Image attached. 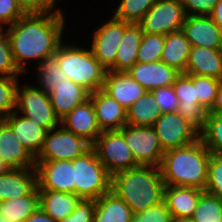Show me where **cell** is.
I'll return each mask as SVG.
<instances>
[{
	"label": "cell",
	"mask_w": 222,
	"mask_h": 222,
	"mask_svg": "<svg viewBox=\"0 0 222 222\" xmlns=\"http://www.w3.org/2000/svg\"><path fill=\"white\" fill-rule=\"evenodd\" d=\"M60 125L77 136L84 138L91 145L102 133L90 98L73 108L70 113L60 120Z\"/></svg>",
	"instance_id": "17"
},
{
	"label": "cell",
	"mask_w": 222,
	"mask_h": 222,
	"mask_svg": "<svg viewBox=\"0 0 222 222\" xmlns=\"http://www.w3.org/2000/svg\"><path fill=\"white\" fill-rule=\"evenodd\" d=\"M221 80L209 76L194 75V85L198 103L209 111L216 100V94Z\"/></svg>",
	"instance_id": "37"
},
{
	"label": "cell",
	"mask_w": 222,
	"mask_h": 222,
	"mask_svg": "<svg viewBox=\"0 0 222 222\" xmlns=\"http://www.w3.org/2000/svg\"><path fill=\"white\" fill-rule=\"evenodd\" d=\"M210 16L222 32V0H219L216 3V6L214 7Z\"/></svg>",
	"instance_id": "48"
},
{
	"label": "cell",
	"mask_w": 222,
	"mask_h": 222,
	"mask_svg": "<svg viewBox=\"0 0 222 222\" xmlns=\"http://www.w3.org/2000/svg\"><path fill=\"white\" fill-rule=\"evenodd\" d=\"M119 131L139 165L160 166L165 151L152 126L126 124Z\"/></svg>",
	"instance_id": "9"
},
{
	"label": "cell",
	"mask_w": 222,
	"mask_h": 222,
	"mask_svg": "<svg viewBox=\"0 0 222 222\" xmlns=\"http://www.w3.org/2000/svg\"><path fill=\"white\" fill-rule=\"evenodd\" d=\"M18 83V77L0 76V120L15 111Z\"/></svg>",
	"instance_id": "38"
},
{
	"label": "cell",
	"mask_w": 222,
	"mask_h": 222,
	"mask_svg": "<svg viewBox=\"0 0 222 222\" xmlns=\"http://www.w3.org/2000/svg\"><path fill=\"white\" fill-rule=\"evenodd\" d=\"M203 189L183 186L164 187V199L173 219L192 218Z\"/></svg>",
	"instance_id": "23"
},
{
	"label": "cell",
	"mask_w": 222,
	"mask_h": 222,
	"mask_svg": "<svg viewBox=\"0 0 222 222\" xmlns=\"http://www.w3.org/2000/svg\"><path fill=\"white\" fill-rule=\"evenodd\" d=\"M185 18L183 3L178 0H157L138 24L143 33L166 35L182 30Z\"/></svg>",
	"instance_id": "10"
},
{
	"label": "cell",
	"mask_w": 222,
	"mask_h": 222,
	"mask_svg": "<svg viewBox=\"0 0 222 222\" xmlns=\"http://www.w3.org/2000/svg\"><path fill=\"white\" fill-rule=\"evenodd\" d=\"M11 168L6 164V162L0 156V174H3L10 170Z\"/></svg>",
	"instance_id": "50"
},
{
	"label": "cell",
	"mask_w": 222,
	"mask_h": 222,
	"mask_svg": "<svg viewBox=\"0 0 222 222\" xmlns=\"http://www.w3.org/2000/svg\"><path fill=\"white\" fill-rule=\"evenodd\" d=\"M208 112L222 114V80L217 90L215 103Z\"/></svg>",
	"instance_id": "49"
},
{
	"label": "cell",
	"mask_w": 222,
	"mask_h": 222,
	"mask_svg": "<svg viewBox=\"0 0 222 222\" xmlns=\"http://www.w3.org/2000/svg\"><path fill=\"white\" fill-rule=\"evenodd\" d=\"M180 3H184L185 2V0H178Z\"/></svg>",
	"instance_id": "54"
},
{
	"label": "cell",
	"mask_w": 222,
	"mask_h": 222,
	"mask_svg": "<svg viewBox=\"0 0 222 222\" xmlns=\"http://www.w3.org/2000/svg\"><path fill=\"white\" fill-rule=\"evenodd\" d=\"M54 130L47 131L43 147L35 157L36 161L74 160L92 147L84 138L63 126Z\"/></svg>",
	"instance_id": "8"
},
{
	"label": "cell",
	"mask_w": 222,
	"mask_h": 222,
	"mask_svg": "<svg viewBox=\"0 0 222 222\" xmlns=\"http://www.w3.org/2000/svg\"><path fill=\"white\" fill-rule=\"evenodd\" d=\"M63 12H26L6 30L18 69L26 72L29 59L42 60L57 52L62 43Z\"/></svg>",
	"instance_id": "1"
},
{
	"label": "cell",
	"mask_w": 222,
	"mask_h": 222,
	"mask_svg": "<svg viewBox=\"0 0 222 222\" xmlns=\"http://www.w3.org/2000/svg\"><path fill=\"white\" fill-rule=\"evenodd\" d=\"M157 0H122L114 12L116 19L138 24Z\"/></svg>",
	"instance_id": "35"
},
{
	"label": "cell",
	"mask_w": 222,
	"mask_h": 222,
	"mask_svg": "<svg viewBox=\"0 0 222 222\" xmlns=\"http://www.w3.org/2000/svg\"><path fill=\"white\" fill-rule=\"evenodd\" d=\"M173 222H194L191 218H178L173 219Z\"/></svg>",
	"instance_id": "51"
},
{
	"label": "cell",
	"mask_w": 222,
	"mask_h": 222,
	"mask_svg": "<svg viewBox=\"0 0 222 222\" xmlns=\"http://www.w3.org/2000/svg\"><path fill=\"white\" fill-rule=\"evenodd\" d=\"M22 72L18 69L7 33L0 36V76L18 77Z\"/></svg>",
	"instance_id": "40"
},
{
	"label": "cell",
	"mask_w": 222,
	"mask_h": 222,
	"mask_svg": "<svg viewBox=\"0 0 222 222\" xmlns=\"http://www.w3.org/2000/svg\"><path fill=\"white\" fill-rule=\"evenodd\" d=\"M92 148L111 176L139 166L119 130L102 131L92 144Z\"/></svg>",
	"instance_id": "6"
},
{
	"label": "cell",
	"mask_w": 222,
	"mask_h": 222,
	"mask_svg": "<svg viewBox=\"0 0 222 222\" xmlns=\"http://www.w3.org/2000/svg\"><path fill=\"white\" fill-rule=\"evenodd\" d=\"M37 189L75 194L72 160L36 161Z\"/></svg>",
	"instance_id": "13"
},
{
	"label": "cell",
	"mask_w": 222,
	"mask_h": 222,
	"mask_svg": "<svg viewBox=\"0 0 222 222\" xmlns=\"http://www.w3.org/2000/svg\"><path fill=\"white\" fill-rule=\"evenodd\" d=\"M143 36L139 24L130 23L120 41L115 64L108 71L127 72L137 62V52Z\"/></svg>",
	"instance_id": "26"
},
{
	"label": "cell",
	"mask_w": 222,
	"mask_h": 222,
	"mask_svg": "<svg viewBox=\"0 0 222 222\" xmlns=\"http://www.w3.org/2000/svg\"><path fill=\"white\" fill-rule=\"evenodd\" d=\"M164 187L158 166L139 165L111 176V191L129 206L133 214L163 202Z\"/></svg>",
	"instance_id": "2"
},
{
	"label": "cell",
	"mask_w": 222,
	"mask_h": 222,
	"mask_svg": "<svg viewBox=\"0 0 222 222\" xmlns=\"http://www.w3.org/2000/svg\"><path fill=\"white\" fill-rule=\"evenodd\" d=\"M102 90L126 110L146 93L127 72L107 71Z\"/></svg>",
	"instance_id": "18"
},
{
	"label": "cell",
	"mask_w": 222,
	"mask_h": 222,
	"mask_svg": "<svg viewBox=\"0 0 222 222\" xmlns=\"http://www.w3.org/2000/svg\"><path fill=\"white\" fill-rule=\"evenodd\" d=\"M18 115V111H13L4 120L10 125L17 140L36 157L43 147L47 131L32 120Z\"/></svg>",
	"instance_id": "24"
},
{
	"label": "cell",
	"mask_w": 222,
	"mask_h": 222,
	"mask_svg": "<svg viewBox=\"0 0 222 222\" xmlns=\"http://www.w3.org/2000/svg\"><path fill=\"white\" fill-rule=\"evenodd\" d=\"M131 222H173V217L163 201L143 212L133 214Z\"/></svg>",
	"instance_id": "41"
},
{
	"label": "cell",
	"mask_w": 222,
	"mask_h": 222,
	"mask_svg": "<svg viewBox=\"0 0 222 222\" xmlns=\"http://www.w3.org/2000/svg\"><path fill=\"white\" fill-rule=\"evenodd\" d=\"M36 186V168L10 169L0 174V202L27 196Z\"/></svg>",
	"instance_id": "21"
},
{
	"label": "cell",
	"mask_w": 222,
	"mask_h": 222,
	"mask_svg": "<svg viewBox=\"0 0 222 222\" xmlns=\"http://www.w3.org/2000/svg\"><path fill=\"white\" fill-rule=\"evenodd\" d=\"M190 49L191 44L182 30L170 32L164 35L161 61L180 73H185Z\"/></svg>",
	"instance_id": "28"
},
{
	"label": "cell",
	"mask_w": 222,
	"mask_h": 222,
	"mask_svg": "<svg viewBox=\"0 0 222 222\" xmlns=\"http://www.w3.org/2000/svg\"><path fill=\"white\" fill-rule=\"evenodd\" d=\"M152 127L164 151L187 146L199 139V131L177 111L162 113Z\"/></svg>",
	"instance_id": "11"
},
{
	"label": "cell",
	"mask_w": 222,
	"mask_h": 222,
	"mask_svg": "<svg viewBox=\"0 0 222 222\" xmlns=\"http://www.w3.org/2000/svg\"><path fill=\"white\" fill-rule=\"evenodd\" d=\"M39 207L56 222L68 216L82 200L74 193L38 190Z\"/></svg>",
	"instance_id": "27"
},
{
	"label": "cell",
	"mask_w": 222,
	"mask_h": 222,
	"mask_svg": "<svg viewBox=\"0 0 222 222\" xmlns=\"http://www.w3.org/2000/svg\"><path fill=\"white\" fill-rule=\"evenodd\" d=\"M26 13L18 0H0V22L14 24Z\"/></svg>",
	"instance_id": "44"
},
{
	"label": "cell",
	"mask_w": 222,
	"mask_h": 222,
	"mask_svg": "<svg viewBox=\"0 0 222 222\" xmlns=\"http://www.w3.org/2000/svg\"><path fill=\"white\" fill-rule=\"evenodd\" d=\"M49 96L55 115L61 120L73 108L88 100L90 92L68 79L58 85Z\"/></svg>",
	"instance_id": "25"
},
{
	"label": "cell",
	"mask_w": 222,
	"mask_h": 222,
	"mask_svg": "<svg viewBox=\"0 0 222 222\" xmlns=\"http://www.w3.org/2000/svg\"><path fill=\"white\" fill-rule=\"evenodd\" d=\"M164 35L143 33L137 52V62L151 63L161 60Z\"/></svg>",
	"instance_id": "36"
},
{
	"label": "cell",
	"mask_w": 222,
	"mask_h": 222,
	"mask_svg": "<svg viewBox=\"0 0 222 222\" xmlns=\"http://www.w3.org/2000/svg\"><path fill=\"white\" fill-rule=\"evenodd\" d=\"M38 208L37 186L27 196L0 202V213L9 222H24Z\"/></svg>",
	"instance_id": "31"
},
{
	"label": "cell",
	"mask_w": 222,
	"mask_h": 222,
	"mask_svg": "<svg viewBox=\"0 0 222 222\" xmlns=\"http://www.w3.org/2000/svg\"><path fill=\"white\" fill-rule=\"evenodd\" d=\"M191 47L222 49V32L210 15H188L182 25Z\"/></svg>",
	"instance_id": "15"
},
{
	"label": "cell",
	"mask_w": 222,
	"mask_h": 222,
	"mask_svg": "<svg viewBox=\"0 0 222 222\" xmlns=\"http://www.w3.org/2000/svg\"><path fill=\"white\" fill-rule=\"evenodd\" d=\"M38 79L40 87L44 93L50 94L58 85L68 80V77L62 71L58 63V53L45 56L42 60H38Z\"/></svg>",
	"instance_id": "32"
},
{
	"label": "cell",
	"mask_w": 222,
	"mask_h": 222,
	"mask_svg": "<svg viewBox=\"0 0 222 222\" xmlns=\"http://www.w3.org/2000/svg\"><path fill=\"white\" fill-rule=\"evenodd\" d=\"M191 219L194 222H222V199L204 191Z\"/></svg>",
	"instance_id": "34"
},
{
	"label": "cell",
	"mask_w": 222,
	"mask_h": 222,
	"mask_svg": "<svg viewBox=\"0 0 222 222\" xmlns=\"http://www.w3.org/2000/svg\"><path fill=\"white\" fill-rule=\"evenodd\" d=\"M75 194L83 200H97L111 190V175L91 147L72 160Z\"/></svg>",
	"instance_id": "5"
},
{
	"label": "cell",
	"mask_w": 222,
	"mask_h": 222,
	"mask_svg": "<svg viewBox=\"0 0 222 222\" xmlns=\"http://www.w3.org/2000/svg\"><path fill=\"white\" fill-rule=\"evenodd\" d=\"M210 154L200 138L187 146L165 151L159 166L163 182L205 190Z\"/></svg>",
	"instance_id": "3"
},
{
	"label": "cell",
	"mask_w": 222,
	"mask_h": 222,
	"mask_svg": "<svg viewBox=\"0 0 222 222\" xmlns=\"http://www.w3.org/2000/svg\"><path fill=\"white\" fill-rule=\"evenodd\" d=\"M199 138L211 153L222 155V114L207 112L205 127L199 132Z\"/></svg>",
	"instance_id": "33"
},
{
	"label": "cell",
	"mask_w": 222,
	"mask_h": 222,
	"mask_svg": "<svg viewBox=\"0 0 222 222\" xmlns=\"http://www.w3.org/2000/svg\"><path fill=\"white\" fill-rule=\"evenodd\" d=\"M18 109L23 112L24 117L46 131L56 129L60 125V119L55 115L49 94L37 87L23 85L20 90L18 84L15 111Z\"/></svg>",
	"instance_id": "7"
},
{
	"label": "cell",
	"mask_w": 222,
	"mask_h": 222,
	"mask_svg": "<svg viewBox=\"0 0 222 222\" xmlns=\"http://www.w3.org/2000/svg\"><path fill=\"white\" fill-rule=\"evenodd\" d=\"M133 212L111 190L95 200L93 222H131Z\"/></svg>",
	"instance_id": "29"
},
{
	"label": "cell",
	"mask_w": 222,
	"mask_h": 222,
	"mask_svg": "<svg viewBox=\"0 0 222 222\" xmlns=\"http://www.w3.org/2000/svg\"><path fill=\"white\" fill-rule=\"evenodd\" d=\"M0 156L11 169L36 166L35 157L17 140L5 120H0Z\"/></svg>",
	"instance_id": "20"
},
{
	"label": "cell",
	"mask_w": 222,
	"mask_h": 222,
	"mask_svg": "<svg viewBox=\"0 0 222 222\" xmlns=\"http://www.w3.org/2000/svg\"><path fill=\"white\" fill-rule=\"evenodd\" d=\"M95 200H81L76 208L58 222H93Z\"/></svg>",
	"instance_id": "43"
},
{
	"label": "cell",
	"mask_w": 222,
	"mask_h": 222,
	"mask_svg": "<svg viewBox=\"0 0 222 222\" xmlns=\"http://www.w3.org/2000/svg\"><path fill=\"white\" fill-rule=\"evenodd\" d=\"M127 73L147 91L172 86L180 74L164 62H136Z\"/></svg>",
	"instance_id": "16"
},
{
	"label": "cell",
	"mask_w": 222,
	"mask_h": 222,
	"mask_svg": "<svg viewBox=\"0 0 222 222\" xmlns=\"http://www.w3.org/2000/svg\"><path fill=\"white\" fill-rule=\"evenodd\" d=\"M126 112L127 124L132 126H153L162 114L151 91H146Z\"/></svg>",
	"instance_id": "30"
},
{
	"label": "cell",
	"mask_w": 222,
	"mask_h": 222,
	"mask_svg": "<svg viewBox=\"0 0 222 222\" xmlns=\"http://www.w3.org/2000/svg\"><path fill=\"white\" fill-rule=\"evenodd\" d=\"M26 12H51L56 0H18Z\"/></svg>",
	"instance_id": "46"
},
{
	"label": "cell",
	"mask_w": 222,
	"mask_h": 222,
	"mask_svg": "<svg viewBox=\"0 0 222 222\" xmlns=\"http://www.w3.org/2000/svg\"><path fill=\"white\" fill-rule=\"evenodd\" d=\"M185 74L222 80V49L191 47Z\"/></svg>",
	"instance_id": "22"
},
{
	"label": "cell",
	"mask_w": 222,
	"mask_h": 222,
	"mask_svg": "<svg viewBox=\"0 0 222 222\" xmlns=\"http://www.w3.org/2000/svg\"><path fill=\"white\" fill-rule=\"evenodd\" d=\"M111 20L105 22L93 35L92 48L94 57L100 64L109 70L114 64L117 50L125 28L130 24L112 16Z\"/></svg>",
	"instance_id": "12"
},
{
	"label": "cell",
	"mask_w": 222,
	"mask_h": 222,
	"mask_svg": "<svg viewBox=\"0 0 222 222\" xmlns=\"http://www.w3.org/2000/svg\"><path fill=\"white\" fill-rule=\"evenodd\" d=\"M206 192L222 199V155L211 153L208 164Z\"/></svg>",
	"instance_id": "39"
},
{
	"label": "cell",
	"mask_w": 222,
	"mask_h": 222,
	"mask_svg": "<svg viewBox=\"0 0 222 222\" xmlns=\"http://www.w3.org/2000/svg\"><path fill=\"white\" fill-rule=\"evenodd\" d=\"M172 86L178 99L177 112L200 132L208 111L198 103L194 75L180 73Z\"/></svg>",
	"instance_id": "14"
},
{
	"label": "cell",
	"mask_w": 222,
	"mask_h": 222,
	"mask_svg": "<svg viewBox=\"0 0 222 222\" xmlns=\"http://www.w3.org/2000/svg\"><path fill=\"white\" fill-rule=\"evenodd\" d=\"M58 63L69 80L90 93L103 88L106 70L91 50L61 44L57 49Z\"/></svg>",
	"instance_id": "4"
},
{
	"label": "cell",
	"mask_w": 222,
	"mask_h": 222,
	"mask_svg": "<svg viewBox=\"0 0 222 222\" xmlns=\"http://www.w3.org/2000/svg\"><path fill=\"white\" fill-rule=\"evenodd\" d=\"M24 222H56V221L39 207Z\"/></svg>",
	"instance_id": "47"
},
{
	"label": "cell",
	"mask_w": 222,
	"mask_h": 222,
	"mask_svg": "<svg viewBox=\"0 0 222 222\" xmlns=\"http://www.w3.org/2000/svg\"><path fill=\"white\" fill-rule=\"evenodd\" d=\"M156 100V106L162 113L176 112L178 99L173 86L162 87L151 91Z\"/></svg>",
	"instance_id": "42"
},
{
	"label": "cell",
	"mask_w": 222,
	"mask_h": 222,
	"mask_svg": "<svg viewBox=\"0 0 222 222\" xmlns=\"http://www.w3.org/2000/svg\"><path fill=\"white\" fill-rule=\"evenodd\" d=\"M1 25H2V23L0 22V36L3 34V31H2V30H3V28H2V26H1Z\"/></svg>",
	"instance_id": "53"
},
{
	"label": "cell",
	"mask_w": 222,
	"mask_h": 222,
	"mask_svg": "<svg viewBox=\"0 0 222 222\" xmlns=\"http://www.w3.org/2000/svg\"><path fill=\"white\" fill-rule=\"evenodd\" d=\"M0 222H9L4 216L0 213Z\"/></svg>",
	"instance_id": "52"
},
{
	"label": "cell",
	"mask_w": 222,
	"mask_h": 222,
	"mask_svg": "<svg viewBox=\"0 0 222 222\" xmlns=\"http://www.w3.org/2000/svg\"><path fill=\"white\" fill-rule=\"evenodd\" d=\"M218 1L219 0H185V2L183 3V7L185 10L186 16L211 15Z\"/></svg>",
	"instance_id": "45"
},
{
	"label": "cell",
	"mask_w": 222,
	"mask_h": 222,
	"mask_svg": "<svg viewBox=\"0 0 222 222\" xmlns=\"http://www.w3.org/2000/svg\"><path fill=\"white\" fill-rule=\"evenodd\" d=\"M101 131L120 130L127 124L126 109L102 89L90 93Z\"/></svg>",
	"instance_id": "19"
}]
</instances>
